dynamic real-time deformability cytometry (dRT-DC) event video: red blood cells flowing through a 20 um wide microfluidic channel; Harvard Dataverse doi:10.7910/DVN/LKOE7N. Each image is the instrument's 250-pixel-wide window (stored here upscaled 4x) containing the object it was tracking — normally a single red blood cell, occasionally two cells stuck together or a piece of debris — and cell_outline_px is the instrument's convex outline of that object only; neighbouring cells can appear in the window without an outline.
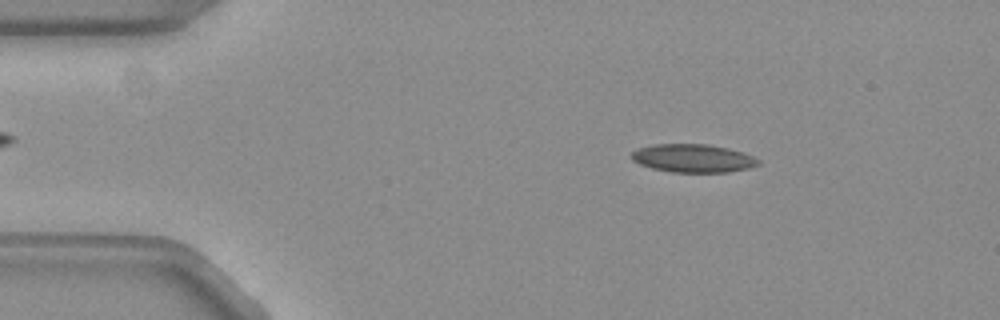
{"species": "common noctule bat (a hibernating species)", "species_latin": "Nyctalus noctula", "temperature_condition": "warm", "stored_images_in_passage": 53, "camera_frame_rate_fps": 3000, "um_per_image_px": 0.085, "animal": {"sex": "female", "body_mass_g": 19.3, "forearm_length_mm": 54.1}, "frame": {"image": 1, "passage_image": 8, "time_ms": 2.333, "image_size_px": [1000, 320], "cell_outline_px": [[760, 164], [748, 168], [728, 172], [672, 172], [652, 168], [640, 164], [632, 160], [628, 156], [632, 152], [640, 148], [656, 144], [708, 144], [740, 152], [752, 156], [760, 160]], "centroid_in_image_um": [58.87, 13.46], "position_along_channel_um": 26.1, "area_um2": 20.63}}
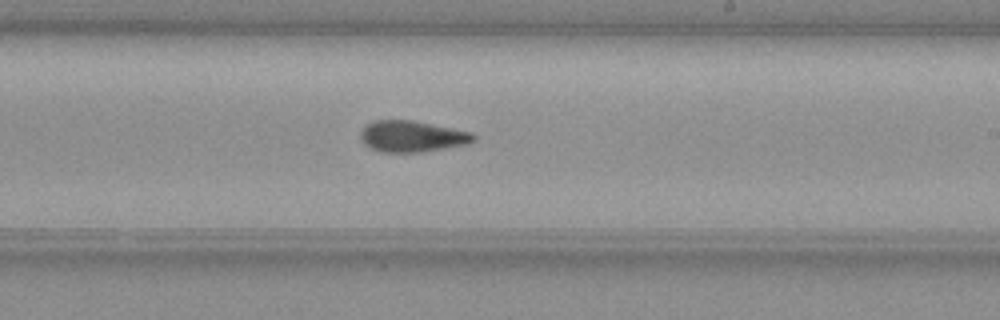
{"frame": {"image": 2, "passage_image": 31, "time_ms": 10.0, "image_size_px": [1000, 320], "cell_outline_px": [[476, 140], [468, 144], [424, 152], [380, 152], [364, 144], [360, 136], [360, 132], [368, 124], [376, 120], [416, 120], [472, 132], [476, 136]], "centroid_in_image_um": [35.07, 11.59], "position_along_channel_um": 253.9, "area_um2": 20.75}}
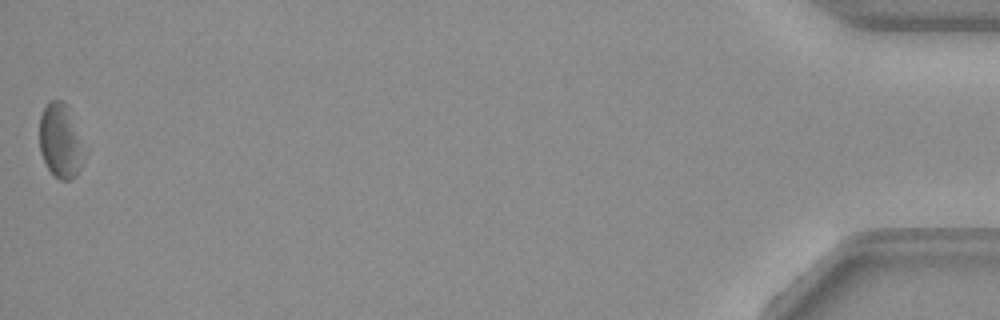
{"frame": {"image": 3, "passage_image": 53, "time_ms": 17.333, "image_size_px": [1000, 320], "cell_outline_px": [[80, 168], [76, 176], [68, 180], [60, 180], [48, 168], [40, 152], [40, 116], [44, 108], [52, 100], [64, 100], [68, 104], [80, 148]], "centroid_in_image_um": [5.06, 11.95], "position_along_channel_um": 430.1, "area_um2": 18.21}, "authors_computed_cell_mechanics": {"area_um2": 20.6346, "velocity_mm_per_s": 3.8037, "shape_relaxation_time_tau1_ms": null, "shape_relaxation_time_tau2_ms": 4.8305, "deformation_change_tau1": null, "deformation_change_tau2": 0.0921}}